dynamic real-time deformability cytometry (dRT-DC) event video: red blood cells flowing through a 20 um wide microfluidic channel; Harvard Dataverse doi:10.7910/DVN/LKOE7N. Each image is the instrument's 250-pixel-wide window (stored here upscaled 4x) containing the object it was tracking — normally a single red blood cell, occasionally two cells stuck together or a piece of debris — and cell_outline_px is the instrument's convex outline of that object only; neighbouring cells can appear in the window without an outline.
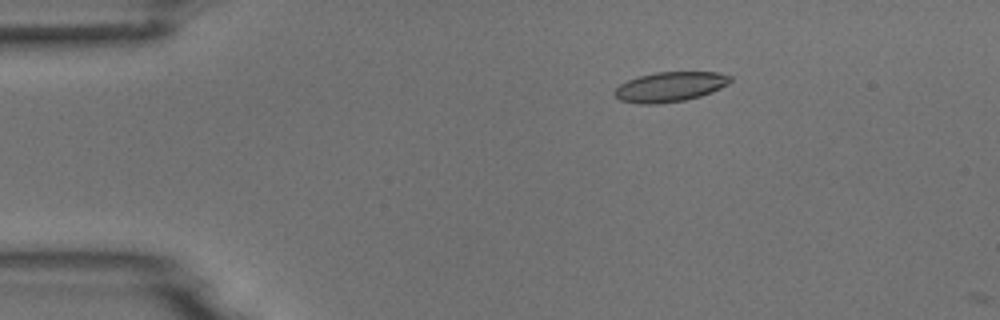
{"species": "common noctule bat (a hibernating species)", "species_latin": "Nyctalus noctula", "temperature_condition": "room temperature", "stored_images_in_passage": 4, "camera_frame_rate_fps": 3000, "um_per_image_px": 0.085, "animal": {"sex": "male", "body_mass_g": 18.8}, "frame": {"image": 1, "passage_image": 3, "time_ms": 2.0, "image_size_px": [1000, 320], "cell_outline_px": [[732, 80], [728, 84], [712, 92], [700, 96], [684, 100], [656, 104], [640, 104], [620, 100], [612, 92], [620, 84], [628, 80], [640, 76], [656, 72], [716, 72], [732, 76]], "centroid_in_image_um": [56.95, 7.38], "position_along_channel_um": 28.0, "area_um2": 20.06}}